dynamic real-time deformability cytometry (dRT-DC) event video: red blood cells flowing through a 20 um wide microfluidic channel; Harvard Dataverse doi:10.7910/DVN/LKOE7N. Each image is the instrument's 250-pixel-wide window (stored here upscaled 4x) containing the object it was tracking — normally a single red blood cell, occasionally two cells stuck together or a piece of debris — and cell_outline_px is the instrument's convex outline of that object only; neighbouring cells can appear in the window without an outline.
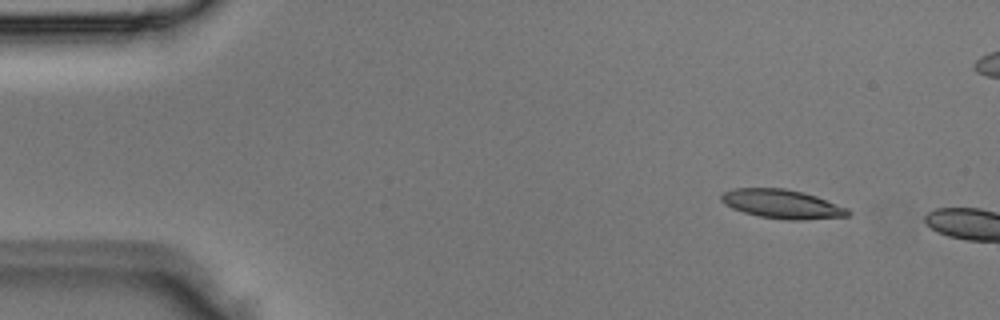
{"species": "Egyptian fruit bat (a non-hibernating species)", "species_latin": "Rousettus aegyptiacus", "temperature_condition": "room temperature", "stored_images_in_passage": 2, "camera_frame_rate_fps": 3000, "um_per_image_px": 0.085, "animal": {"sex": "male"}, "frame": {"image": 1, "passage_image": 1, "time_ms": 0.0, "image_size_px": [1000, 320], "cell_outline_px": [[852, 212], [848, 216], [800, 220], [788, 220], [760, 216], [744, 212], [732, 208], [724, 204], [720, 200], [720, 192], [732, 188], [784, 188], [804, 192], [816, 196], [848, 208]], "centroid_in_image_um": [66.45, 17.33], "position_along_channel_um": 18.6, "area_um2": 21.5}}